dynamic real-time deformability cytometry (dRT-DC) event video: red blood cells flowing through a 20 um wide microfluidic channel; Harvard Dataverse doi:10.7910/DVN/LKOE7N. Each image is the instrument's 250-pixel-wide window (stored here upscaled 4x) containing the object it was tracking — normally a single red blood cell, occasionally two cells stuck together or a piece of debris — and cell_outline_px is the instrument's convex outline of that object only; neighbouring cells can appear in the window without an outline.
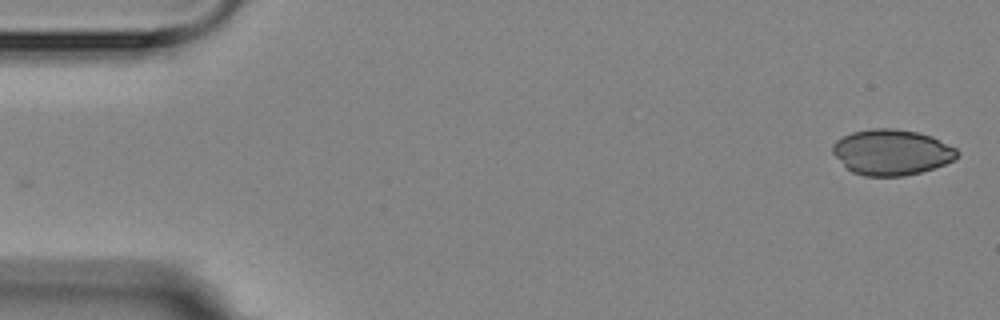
{"species": "Egyptian fruit bat (a non-hibernating species)", "species_latin": "Rousettus aegyptiacus", "temperature_condition": "room temperature", "stored_images_in_passage": 3, "camera_frame_rate_fps": 3000, "um_per_image_px": 0.085, "animal": {"sex": "female"}, "frame": {"image": 1, "passage_image": 3, "time_ms": 2.333, "image_size_px": [1000, 320], "cell_outline_px": [[960, 152], [952, 160], [944, 164], [920, 172], [904, 176], [864, 176], [852, 172], [832, 152], [832, 144], [836, 140], [852, 132], [872, 128], [892, 128], [916, 132], [932, 136], [956, 148]], "centroid_in_image_um": [75.78, 12.93], "position_along_channel_um": 9.2, "area_um2": 32.89}}